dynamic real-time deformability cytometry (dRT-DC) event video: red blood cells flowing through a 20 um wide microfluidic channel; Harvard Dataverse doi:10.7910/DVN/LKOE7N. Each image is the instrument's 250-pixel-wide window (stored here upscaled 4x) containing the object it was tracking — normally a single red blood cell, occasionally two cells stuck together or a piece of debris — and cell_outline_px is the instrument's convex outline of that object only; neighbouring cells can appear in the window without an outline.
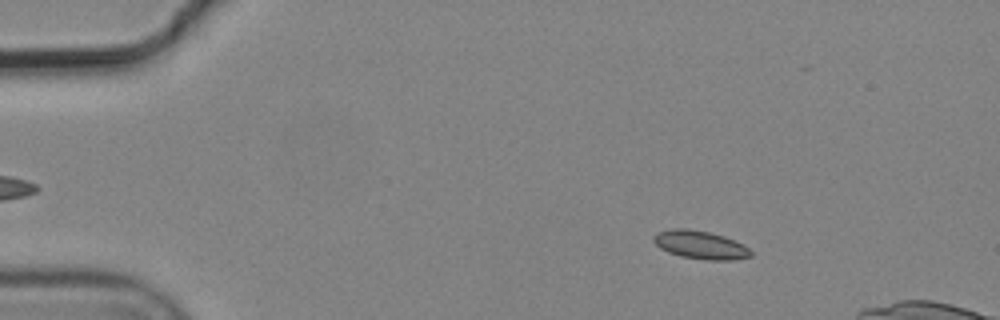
{"species": "common noctule bat (a hibernating species)", "species_latin": "Nyctalus noctula", "temperature_condition": "cold", "stored_images_in_passage": 5, "camera_frame_rate_fps": 3000, "um_per_image_px": 0.085, "animal": {"sex": "male", "body_mass_g": 19.2, "forearm_length_mm": 51.8}, "frame": {"image": 1, "passage_image": 3, "time_ms": 0.667, "image_size_px": [1000, 320], "cell_outline_px": [[752, 256], [732, 260], [704, 260], [680, 256], [668, 252], [660, 248], [652, 240], [652, 236], [656, 232], [672, 228], [688, 228], [708, 232], [724, 236], [744, 244], [752, 252]], "centroid_in_image_um": [59.51, 20.81], "position_along_channel_um": 25.5, "area_um2": 16.18}}